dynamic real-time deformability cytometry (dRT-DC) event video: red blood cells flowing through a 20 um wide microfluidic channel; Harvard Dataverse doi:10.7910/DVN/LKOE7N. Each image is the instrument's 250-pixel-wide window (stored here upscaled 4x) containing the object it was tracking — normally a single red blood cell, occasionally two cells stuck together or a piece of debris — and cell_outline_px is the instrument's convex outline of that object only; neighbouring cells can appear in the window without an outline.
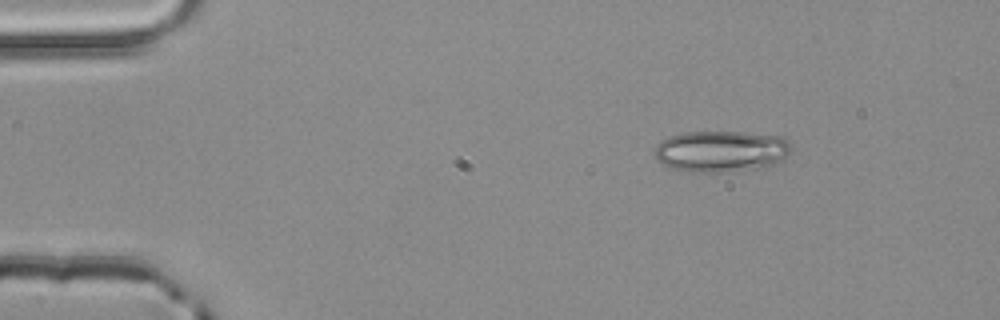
{"species": "common noctule bat (a hibernating species)", "species_latin": "Nyctalus noctula", "temperature_condition": "room temperature", "stored_images_in_passage": 3, "camera_frame_rate_fps": 3000, "um_per_image_px": 0.085, "animal": {"sex": "male", "body_mass_g": 20.4}, "frame": {"image": 1, "passage_image": 1, "time_ms": 0.0, "image_size_px": [1000, 320], "cell_outline_px": [[792, 148], [784, 156], [772, 164], [764, 168], [720, 172], [692, 172], [672, 168], [660, 164], [652, 156], [656, 144], [660, 140], [668, 136], [684, 132], [744, 132], [780, 136], [788, 140]], "centroid_in_image_um": [61.2, 12.85], "position_along_channel_um": 23.8, "area_um2": 33.18}}